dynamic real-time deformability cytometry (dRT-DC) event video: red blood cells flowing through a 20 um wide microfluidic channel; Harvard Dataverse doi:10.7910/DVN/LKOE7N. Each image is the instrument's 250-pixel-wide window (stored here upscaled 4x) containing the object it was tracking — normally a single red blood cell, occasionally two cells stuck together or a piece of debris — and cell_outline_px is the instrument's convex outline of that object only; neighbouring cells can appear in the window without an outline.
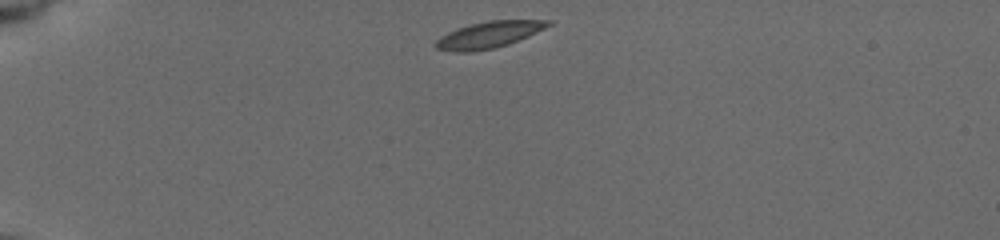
{"species": "common noctule bat (a hibernating species)", "species_latin": "Nyctalus noctula", "temperature_condition": "cold", "stored_images_in_passage": 42, "camera_frame_rate_fps": 3000, "um_per_image_px": 0.085, "animal": {"sex": "female", "body_mass_g": 19.5, "forearm_length_mm": 54.1}, "frame": {"image": 1, "passage_image": 1, "time_ms": 0.0, "image_size_px": [1000, 240], "cell_outline_px": [[556, 20], [552, 24], [528, 36], [508, 44], [492, 48], [472, 52], [456, 52], [436, 48], [432, 44], [440, 36], [456, 28], [488, 20]], "centroid_in_image_um": [41.53, 2.95], "position_along_channel_um": 43.5, "area_um2": 17.34}}
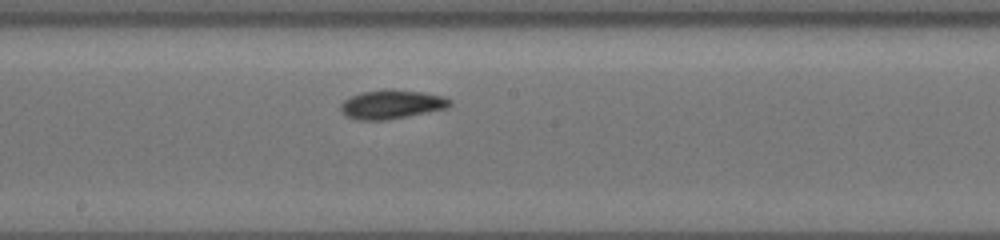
{"frame": {"image": 2, "passage_image": 19, "time_ms": 6.0, "image_size_px": [1000, 240], "cell_outline_px": [[452, 104], [448, 108], [428, 112], [384, 120], [360, 120], [348, 116], [340, 108], [340, 104], [344, 100], [352, 96], [364, 92], [384, 88], [392, 88], [424, 92], [444, 96], [452, 100]], "centroid_in_image_um": [33.34, 8.84], "position_along_channel_um": 214.9, "area_um2": 18.44}}
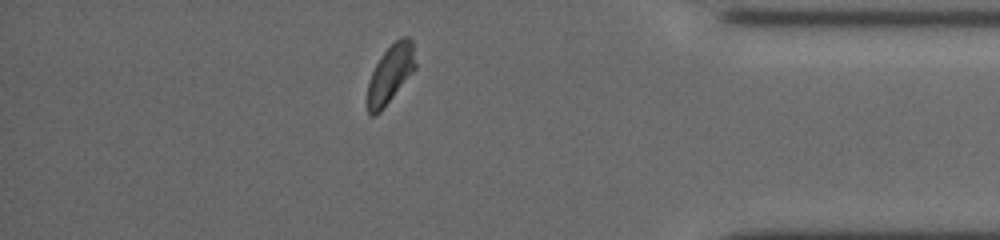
{"frame": {"image": 3, "passage_image": 36, "time_ms": 11.667, "image_size_px": [1000, 240], "cell_outline_px": [[416, 68], [380, 112], [372, 116], [368, 116], [368, 84], [372, 72], [380, 56], [400, 36], [408, 36], [412, 40], [416, 64]], "centroid_in_image_um": [33.19, 6.26], "position_along_channel_um": 402.0, "area_um2": 16.07}, "authors_computed_cell_mechanics": {"area_um2": 16.9065, "velocity_mm_per_s": 3.7105, "shape_relaxation_time_tau1_ms": 2.1079, "shape_relaxation_time_tau2_ms": 3.7469, "deformation_change_tau1": 0.0788, "deformation_change_tau2": 0.0641}}